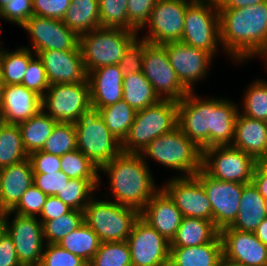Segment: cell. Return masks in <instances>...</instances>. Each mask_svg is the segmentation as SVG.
Listing matches in <instances>:
<instances>
[{
	"instance_id": "1",
	"label": "cell",
	"mask_w": 267,
	"mask_h": 266,
	"mask_svg": "<svg viewBox=\"0 0 267 266\" xmlns=\"http://www.w3.org/2000/svg\"><path fill=\"white\" fill-rule=\"evenodd\" d=\"M220 44L235 61L259 56L267 47V2L219 9Z\"/></svg>"
},
{
	"instance_id": "2",
	"label": "cell",
	"mask_w": 267,
	"mask_h": 266,
	"mask_svg": "<svg viewBox=\"0 0 267 266\" xmlns=\"http://www.w3.org/2000/svg\"><path fill=\"white\" fill-rule=\"evenodd\" d=\"M147 164L140 154L121 152L99 169L108 174L114 202L143 210L161 189L156 187Z\"/></svg>"
},
{
	"instance_id": "3",
	"label": "cell",
	"mask_w": 267,
	"mask_h": 266,
	"mask_svg": "<svg viewBox=\"0 0 267 266\" xmlns=\"http://www.w3.org/2000/svg\"><path fill=\"white\" fill-rule=\"evenodd\" d=\"M177 125V101L163 99L152 106L136 111L128 135L121 143L122 152L140 154L150 142L170 132Z\"/></svg>"
},
{
	"instance_id": "4",
	"label": "cell",
	"mask_w": 267,
	"mask_h": 266,
	"mask_svg": "<svg viewBox=\"0 0 267 266\" xmlns=\"http://www.w3.org/2000/svg\"><path fill=\"white\" fill-rule=\"evenodd\" d=\"M143 160L152 158L162 165L194 176L202 169V150L177 125L150 142L140 153Z\"/></svg>"
},
{
	"instance_id": "5",
	"label": "cell",
	"mask_w": 267,
	"mask_h": 266,
	"mask_svg": "<svg viewBox=\"0 0 267 266\" xmlns=\"http://www.w3.org/2000/svg\"><path fill=\"white\" fill-rule=\"evenodd\" d=\"M137 36V31L112 27H99L80 35L79 46L87 74L100 67L118 64Z\"/></svg>"
},
{
	"instance_id": "6",
	"label": "cell",
	"mask_w": 267,
	"mask_h": 266,
	"mask_svg": "<svg viewBox=\"0 0 267 266\" xmlns=\"http://www.w3.org/2000/svg\"><path fill=\"white\" fill-rule=\"evenodd\" d=\"M77 149L97 168L122 152L121 142L109 131L97 107L90 105L74 123Z\"/></svg>"
},
{
	"instance_id": "7",
	"label": "cell",
	"mask_w": 267,
	"mask_h": 266,
	"mask_svg": "<svg viewBox=\"0 0 267 266\" xmlns=\"http://www.w3.org/2000/svg\"><path fill=\"white\" fill-rule=\"evenodd\" d=\"M84 223L101 243L127 241L140 212L132 207L92 198L83 210Z\"/></svg>"
},
{
	"instance_id": "8",
	"label": "cell",
	"mask_w": 267,
	"mask_h": 266,
	"mask_svg": "<svg viewBox=\"0 0 267 266\" xmlns=\"http://www.w3.org/2000/svg\"><path fill=\"white\" fill-rule=\"evenodd\" d=\"M180 42L215 55L221 43L219 9L215 0H193L187 6Z\"/></svg>"
},
{
	"instance_id": "9",
	"label": "cell",
	"mask_w": 267,
	"mask_h": 266,
	"mask_svg": "<svg viewBox=\"0 0 267 266\" xmlns=\"http://www.w3.org/2000/svg\"><path fill=\"white\" fill-rule=\"evenodd\" d=\"M257 163L253 157L231 145L202 150V170L220 181L252 183Z\"/></svg>"
},
{
	"instance_id": "10",
	"label": "cell",
	"mask_w": 267,
	"mask_h": 266,
	"mask_svg": "<svg viewBox=\"0 0 267 266\" xmlns=\"http://www.w3.org/2000/svg\"><path fill=\"white\" fill-rule=\"evenodd\" d=\"M90 105L88 79L81 83L50 84L42 97V110L57 122H77Z\"/></svg>"
},
{
	"instance_id": "11",
	"label": "cell",
	"mask_w": 267,
	"mask_h": 266,
	"mask_svg": "<svg viewBox=\"0 0 267 266\" xmlns=\"http://www.w3.org/2000/svg\"><path fill=\"white\" fill-rule=\"evenodd\" d=\"M142 72L161 100L178 102L189 93L177 78L161 44H151L145 40Z\"/></svg>"
},
{
	"instance_id": "12",
	"label": "cell",
	"mask_w": 267,
	"mask_h": 266,
	"mask_svg": "<svg viewBox=\"0 0 267 266\" xmlns=\"http://www.w3.org/2000/svg\"><path fill=\"white\" fill-rule=\"evenodd\" d=\"M189 92L178 104V126L201 150L212 147L214 98L200 99Z\"/></svg>"
},
{
	"instance_id": "13",
	"label": "cell",
	"mask_w": 267,
	"mask_h": 266,
	"mask_svg": "<svg viewBox=\"0 0 267 266\" xmlns=\"http://www.w3.org/2000/svg\"><path fill=\"white\" fill-rule=\"evenodd\" d=\"M202 184L212 207V221L220 231L237 217L245 184L214 179L202 169L194 175Z\"/></svg>"
},
{
	"instance_id": "14",
	"label": "cell",
	"mask_w": 267,
	"mask_h": 266,
	"mask_svg": "<svg viewBox=\"0 0 267 266\" xmlns=\"http://www.w3.org/2000/svg\"><path fill=\"white\" fill-rule=\"evenodd\" d=\"M193 0H158L143 28L149 26L143 40L151 44L181 41L187 6Z\"/></svg>"
},
{
	"instance_id": "15",
	"label": "cell",
	"mask_w": 267,
	"mask_h": 266,
	"mask_svg": "<svg viewBox=\"0 0 267 266\" xmlns=\"http://www.w3.org/2000/svg\"><path fill=\"white\" fill-rule=\"evenodd\" d=\"M132 266H168L170 242L141 216L136 220L127 239Z\"/></svg>"
},
{
	"instance_id": "16",
	"label": "cell",
	"mask_w": 267,
	"mask_h": 266,
	"mask_svg": "<svg viewBox=\"0 0 267 266\" xmlns=\"http://www.w3.org/2000/svg\"><path fill=\"white\" fill-rule=\"evenodd\" d=\"M5 217V231L13 240L21 266H40L45 247L42 222L36 217L18 214L12 222Z\"/></svg>"
},
{
	"instance_id": "17",
	"label": "cell",
	"mask_w": 267,
	"mask_h": 266,
	"mask_svg": "<svg viewBox=\"0 0 267 266\" xmlns=\"http://www.w3.org/2000/svg\"><path fill=\"white\" fill-rule=\"evenodd\" d=\"M22 28L29 32L36 55L47 50H81L79 36L63 20L32 15Z\"/></svg>"
},
{
	"instance_id": "18",
	"label": "cell",
	"mask_w": 267,
	"mask_h": 266,
	"mask_svg": "<svg viewBox=\"0 0 267 266\" xmlns=\"http://www.w3.org/2000/svg\"><path fill=\"white\" fill-rule=\"evenodd\" d=\"M168 55L181 84L193 92V84L206 77L212 56L205 50L186 45L180 41L161 44Z\"/></svg>"
},
{
	"instance_id": "19",
	"label": "cell",
	"mask_w": 267,
	"mask_h": 266,
	"mask_svg": "<svg viewBox=\"0 0 267 266\" xmlns=\"http://www.w3.org/2000/svg\"><path fill=\"white\" fill-rule=\"evenodd\" d=\"M161 187L174 201L183 217L212 220V207L207 194L195 176H177Z\"/></svg>"
},
{
	"instance_id": "20",
	"label": "cell",
	"mask_w": 267,
	"mask_h": 266,
	"mask_svg": "<svg viewBox=\"0 0 267 266\" xmlns=\"http://www.w3.org/2000/svg\"><path fill=\"white\" fill-rule=\"evenodd\" d=\"M223 257L246 266H267V246L255 233L239 231L229 226L219 231Z\"/></svg>"
},
{
	"instance_id": "21",
	"label": "cell",
	"mask_w": 267,
	"mask_h": 266,
	"mask_svg": "<svg viewBox=\"0 0 267 266\" xmlns=\"http://www.w3.org/2000/svg\"><path fill=\"white\" fill-rule=\"evenodd\" d=\"M37 55L43 62L49 84H73L87 80L81 50H47Z\"/></svg>"
},
{
	"instance_id": "22",
	"label": "cell",
	"mask_w": 267,
	"mask_h": 266,
	"mask_svg": "<svg viewBox=\"0 0 267 266\" xmlns=\"http://www.w3.org/2000/svg\"><path fill=\"white\" fill-rule=\"evenodd\" d=\"M140 216L168 242L175 237L183 219L181 211L162 188L147 202Z\"/></svg>"
},
{
	"instance_id": "23",
	"label": "cell",
	"mask_w": 267,
	"mask_h": 266,
	"mask_svg": "<svg viewBox=\"0 0 267 266\" xmlns=\"http://www.w3.org/2000/svg\"><path fill=\"white\" fill-rule=\"evenodd\" d=\"M42 110V97L22 84L5 85L0 121L19 124Z\"/></svg>"
},
{
	"instance_id": "24",
	"label": "cell",
	"mask_w": 267,
	"mask_h": 266,
	"mask_svg": "<svg viewBox=\"0 0 267 266\" xmlns=\"http://www.w3.org/2000/svg\"><path fill=\"white\" fill-rule=\"evenodd\" d=\"M123 76L118 64L90 71L87 79L91 105L100 109L122 100Z\"/></svg>"
},
{
	"instance_id": "25",
	"label": "cell",
	"mask_w": 267,
	"mask_h": 266,
	"mask_svg": "<svg viewBox=\"0 0 267 266\" xmlns=\"http://www.w3.org/2000/svg\"><path fill=\"white\" fill-rule=\"evenodd\" d=\"M232 147L242 150L257 162L267 161V122L238 113Z\"/></svg>"
},
{
	"instance_id": "26",
	"label": "cell",
	"mask_w": 267,
	"mask_h": 266,
	"mask_svg": "<svg viewBox=\"0 0 267 266\" xmlns=\"http://www.w3.org/2000/svg\"><path fill=\"white\" fill-rule=\"evenodd\" d=\"M34 184V173L29 158L0 168V197L3 209L11 211L23 193Z\"/></svg>"
},
{
	"instance_id": "27",
	"label": "cell",
	"mask_w": 267,
	"mask_h": 266,
	"mask_svg": "<svg viewBox=\"0 0 267 266\" xmlns=\"http://www.w3.org/2000/svg\"><path fill=\"white\" fill-rule=\"evenodd\" d=\"M223 257L220 234L210 243L193 247H170L168 266H219Z\"/></svg>"
},
{
	"instance_id": "28",
	"label": "cell",
	"mask_w": 267,
	"mask_h": 266,
	"mask_svg": "<svg viewBox=\"0 0 267 266\" xmlns=\"http://www.w3.org/2000/svg\"><path fill=\"white\" fill-rule=\"evenodd\" d=\"M267 218L265 199L252 183L243 186L239 211L234 222L229 226L244 232L254 233L258 225Z\"/></svg>"
},
{
	"instance_id": "29",
	"label": "cell",
	"mask_w": 267,
	"mask_h": 266,
	"mask_svg": "<svg viewBox=\"0 0 267 266\" xmlns=\"http://www.w3.org/2000/svg\"><path fill=\"white\" fill-rule=\"evenodd\" d=\"M219 230L212 220L202 218L183 217L170 247H193L210 243Z\"/></svg>"
},
{
	"instance_id": "30",
	"label": "cell",
	"mask_w": 267,
	"mask_h": 266,
	"mask_svg": "<svg viewBox=\"0 0 267 266\" xmlns=\"http://www.w3.org/2000/svg\"><path fill=\"white\" fill-rule=\"evenodd\" d=\"M239 110L228 99H214L212 120V146L231 145L234 139L235 121Z\"/></svg>"
},
{
	"instance_id": "31",
	"label": "cell",
	"mask_w": 267,
	"mask_h": 266,
	"mask_svg": "<svg viewBox=\"0 0 267 266\" xmlns=\"http://www.w3.org/2000/svg\"><path fill=\"white\" fill-rule=\"evenodd\" d=\"M63 22L78 36L99 28L98 0H71Z\"/></svg>"
},
{
	"instance_id": "32",
	"label": "cell",
	"mask_w": 267,
	"mask_h": 266,
	"mask_svg": "<svg viewBox=\"0 0 267 266\" xmlns=\"http://www.w3.org/2000/svg\"><path fill=\"white\" fill-rule=\"evenodd\" d=\"M122 84L123 100L135 111L152 106L161 100L143 72L124 75Z\"/></svg>"
},
{
	"instance_id": "33",
	"label": "cell",
	"mask_w": 267,
	"mask_h": 266,
	"mask_svg": "<svg viewBox=\"0 0 267 266\" xmlns=\"http://www.w3.org/2000/svg\"><path fill=\"white\" fill-rule=\"evenodd\" d=\"M57 123L56 120H53L41 110L35 116L18 124L21 131L22 143L28 155L42 149Z\"/></svg>"
},
{
	"instance_id": "34",
	"label": "cell",
	"mask_w": 267,
	"mask_h": 266,
	"mask_svg": "<svg viewBox=\"0 0 267 266\" xmlns=\"http://www.w3.org/2000/svg\"><path fill=\"white\" fill-rule=\"evenodd\" d=\"M57 244L89 264L98 251L101 241L94 230L83 223Z\"/></svg>"
},
{
	"instance_id": "35",
	"label": "cell",
	"mask_w": 267,
	"mask_h": 266,
	"mask_svg": "<svg viewBox=\"0 0 267 266\" xmlns=\"http://www.w3.org/2000/svg\"><path fill=\"white\" fill-rule=\"evenodd\" d=\"M36 56L24 46L13 52L0 48V76L5 85L22 84L29 61Z\"/></svg>"
},
{
	"instance_id": "36",
	"label": "cell",
	"mask_w": 267,
	"mask_h": 266,
	"mask_svg": "<svg viewBox=\"0 0 267 266\" xmlns=\"http://www.w3.org/2000/svg\"><path fill=\"white\" fill-rule=\"evenodd\" d=\"M28 158L18 124L0 121V168L19 163Z\"/></svg>"
},
{
	"instance_id": "37",
	"label": "cell",
	"mask_w": 267,
	"mask_h": 266,
	"mask_svg": "<svg viewBox=\"0 0 267 266\" xmlns=\"http://www.w3.org/2000/svg\"><path fill=\"white\" fill-rule=\"evenodd\" d=\"M99 110L109 131L122 143L134 122L136 111L123 99Z\"/></svg>"
},
{
	"instance_id": "38",
	"label": "cell",
	"mask_w": 267,
	"mask_h": 266,
	"mask_svg": "<svg viewBox=\"0 0 267 266\" xmlns=\"http://www.w3.org/2000/svg\"><path fill=\"white\" fill-rule=\"evenodd\" d=\"M100 180L70 179L56 195L63 203L73 210L83 211L91 195L99 187Z\"/></svg>"
},
{
	"instance_id": "39",
	"label": "cell",
	"mask_w": 267,
	"mask_h": 266,
	"mask_svg": "<svg viewBox=\"0 0 267 266\" xmlns=\"http://www.w3.org/2000/svg\"><path fill=\"white\" fill-rule=\"evenodd\" d=\"M83 223V211L73 209L56 219L44 221L42 224L45 244H57Z\"/></svg>"
},
{
	"instance_id": "40",
	"label": "cell",
	"mask_w": 267,
	"mask_h": 266,
	"mask_svg": "<svg viewBox=\"0 0 267 266\" xmlns=\"http://www.w3.org/2000/svg\"><path fill=\"white\" fill-rule=\"evenodd\" d=\"M88 266H132L127 241L103 242Z\"/></svg>"
},
{
	"instance_id": "41",
	"label": "cell",
	"mask_w": 267,
	"mask_h": 266,
	"mask_svg": "<svg viewBox=\"0 0 267 266\" xmlns=\"http://www.w3.org/2000/svg\"><path fill=\"white\" fill-rule=\"evenodd\" d=\"M60 158L61 171L70 179L100 180L99 168L78 149Z\"/></svg>"
},
{
	"instance_id": "42",
	"label": "cell",
	"mask_w": 267,
	"mask_h": 266,
	"mask_svg": "<svg viewBox=\"0 0 267 266\" xmlns=\"http://www.w3.org/2000/svg\"><path fill=\"white\" fill-rule=\"evenodd\" d=\"M77 149L74 123L58 122L51 135L45 141L41 151L62 156Z\"/></svg>"
},
{
	"instance_id": "43",
	"label": "cell",
	"mask_w": 267,
	"mask_h": 266,
	"mask_svg": "<svg viewBox=\"0 0 267 266\" xmlns=\"http://www.w3.org/2000/svg\"><path fill=\"white\" fill-rule=\"evenodd\" d=\"M254 82L244 94V110L241 114L267 122V81L258 79Z\"/></svg>"
},
{
	"instance_id": "44",
	"label": "cell",
	"mask_w": 267,
	"mask_h": 266,
	"mask_svg": "<svg viewBox=\"0 0 267 266\" xmlns=\"http://www.w3.org/2000/svg\"><path fill=\"white\" fill-rule=\"evenodd\" d=\"M100 27L136 31L129 23L127 0H98Z\"/></svg>"
},
{
	"instance_id": "45",
	"label": "cell",
	"mask_w": 267,
	"mask_h": 266,
	"mask_svg": "<svg viewBox=\"0 0 267 266\" xmlns=\"http://www.w3.org/2000/svg\"><path fill=\"white\" fill-rule=\"evenodd\" d=\"M47 197L45 193L41 192L39 188L32 184L23 193L18 204L11 211H7L6 215L10 216L14 213L21 216L36 217V214L42 212Z\"/></svg>"
},
{
	"instance_id": "46",
	"label": "cell",
	"mask_w": 267,
	"mask_h": 266,
	"mask_svg": "<svg viewBox=\"0 0 267 266\" xmlns=\"http://www.w3.org/2000/svg\"><path fill=\"white\" fill-rule=\"evenodd\" d=\"M40 266H88V263L58 244H45Z\"/></svg>"
},
{
	"instance_id": "47",
	"label": "cell",
	"mask_w": 267,
	"mask_h": 266,
	"mask_svg": "<svg viewBox=\"0 0 267 266\" xmlns=\"http://www.w3.org/2000/svg\"><path fill=\"white\" fill-rule=\"evenodd\" d=\"M35 57L37 58L35 59L33 57L29 61L27 71L22 80V85L38 94L40 97H43L50 84L42 60L38 55Z\"/></svg>"
},
{
	"instance_id": "48",
	"label": "cell",
	"mask_w": 267,
	"mask_h": 266,
	"mask_svg": "<svg viewBox=\"0 0 267 266\" xmlns=\"http://www.w3.org/2000/svg\"><path fill=\"white\" fill-rule=\"evenodd\" d=\"M145 52V40L137 37L125 50L118 63L123 75L142 72L143 55Z\"/></svg>"
},
{
	"instance_id": "49",
	"label": "cell",
	"mask_w": 267,
	"mask_h": 266,
	"mask_svg": "<svg viewBox=\"0 0 267 266\" xmlns=\"http://www.w3.org/2000/svg\"><path fill=\"white\" fill-rule=\"evenodd\" d=\"M34 15L33 0H10L0 9V18L23 26Z\"/></svg>"
},
{
	"instance_id": "50",
	"label": "cell",
	"mask_w": 267,
	"mask_h": 266,
	"mask_svg": "<svg viewBox=\"0 0 267 266\" xmlns=\"http://www.w3.org/2000/svg\"><path fill=\"white\" fill-rule=\"evenodd\" d=\"M158 0H127L128 23L138 32L150 18Z\"/></svg>"
},
{
	"instance_id": "51",
	"label": "cell",
	"mask_w": 267,
	"mask_h": 266,
	"mask_svg": "<svg viewBox=\"0 0 267 266\" xmlns=\"http://www.w3.org/2000/svg\"><path fill=\"white\" fill-rule=\"evenodd\" d=\"M69 180L61 170L49 174L34 173V185L47 196H56Z\"/></svg>"
},
{
	"instance_id": "52",
	"label": "cell",
	"mask_w": 267,
	"mask_h": 266,
	"mask_svg": "<svg viewBox=\"0 0 267 266\" xmlns=\"http://www.w3.org/2000/svg\"><path fill=\"white\" fill-rule=\"evenodd\" d=\"M71 0H33L34 15L63 20Z\"/></svg>"
},
{
	"instance_id": "53",
	"label": "cell",
	"mask_w": 267,
	"mask_h": 266,
	"mask_svg": "<svg viewBox=\"0 0 267 266\" xmlns=\"http://www.w3.org/2000/svg\"><path fill=\"white\" fill-rule=\"evenodd\" d=\"M28 158L31 162L33 173L49 174L61 170L60 156L38 150L30 153Z\"/></svg>"
},
{
	"instance_id": "54",
	"label": "cell",
	"mask_w": 267,
	"mask_h": 266,
	"mask_svg": "<svg viewBox=\"0 0 267 266\" xmlns=\"http://www.w3.org/2000/svg\"><path fill=\"white\" fill-rule=\"evenodd\" d=\"M0 266H21L13 240L6 231L0 235Z\"/></svg>"
},
{
	"instance_id": "55",
	"label": "cell",
	"mask_w": 267,
	"mask_h": 266,
	"mask_svg": "<svg viewBox=\"0 0 267 266\" xmlns=\"http://www.w3.org/2000/svg\"><path fill=\"white\" fill-rule=\"evenodd\" d=\"M71 210L65 203H63L56 196H48L45 204L43 206L42 212L40 216L42 217L40 221L43 223L44 221L56 219Z\"/></svg>"
},
{
	"instance_id": "56",
	"label": "cell",
	"mask_w": 267,
	"mask_h": 266,
	"mask_svg": "<svg viewBox=\"0 0 267 266\" xmlns=\"http://www.w3.org/2000/svg\"><path fill=\"white\" fill-rule=\"evenodd\" d=\"M252 182L264 199H267V161L256 164Z\"/></svg>"
},
{
	"instance_id": "57",
	"label": "cell",
	"mask_w": 267,
	"mask_h": 266,
	"mask_svg": "<svg viewBox=\"0 0 267 266\" xmlns=\"http://www.w3.org/2000/svg\"><path fill=\"white\" fill-rule=\"evenodd\" d=\"M218 9H239L267 2V0H215Z\"/></svg>"
},
{
	"instance_id": "58",
	"label": "cell",
	"mask_w": 267,
	"mask_h": 266,
	"mask_svg": "<svg viewBox=\"0 0 267 266\" xmlns=\"http://www.w3.org/2000/svg\"><path fill=\"white\" fill-rule=\"evenodd\" d=\"M256 237L267 246V218H265L255 230Z\"/></svg>"
},
{
	"instance_id": "59",
	"label": "cell",
	"mask_w": 267,
	"mask_h": 266,
	"mask_svg": "<svg viewBox=\"0 0 267 266\" xmlns=\"http://www.w3.org/2000/svg\"><path fill=\"white\" fill-rule=\"evenodd\" d=\"M219 266H246V265L239 264V263L230 261V260L222 257V260H221Z\"/></svg>"
},
{
	"instance_id": "60",
	"label": "cell",
	"mask_w": 267,
	"mask_h": 266,
	"mask_svg": "<svg viewBox=\"0 0 267 266\" xmlns=\"http://www.w3.org/2000/svg\"><path fill=\"white\" fill-rule=\"evenodd\" d=\"M6 213H0V235L5 231Z\"/></svg>"
},
{
	"instance_id": "61",
	"label": "cell",
	"mask_w": 267,
	"mask_h": 266,
	"mask_svg": "<svg viewBox=\"0 0 267 266\" xmlns=\"http://www.w3.org/2000/svg\"><path fill=\"white\" fill-rule=\"evenodd\" d=\"M4 81L2 80V77L0 76V114H1V106L3 101V91H4Z\"/></svg>"
},
{
	"instance_id": "62",
	"label": "cell",
	"mask_w": 267,
	"mask_h": 266,
	"mask_svg": "<svg viewBox=\"0 0 267 266\" xmlns=\"http://www.w3.org/2000/svg\"><path fill=\"white\" fill-rule=\"evenodd\" d=\"M262 56L266 62L267 65V47L265 48V50L259 55V57Z\"/></svg>"
},
{
	"instance_id": "63",
	"label": "cell",
	"mask_w": 267,
	"mask_h": 266,
	"mask_svg": "<svg viewBox=\"0 0 267 266\" xmlns=\"http://www.w3.org/2000/svg\"><path fill=\"white\" fill-rule=\"evenodd\" d=\"M10 0H0V9L4 7Z\"/></svg>"
},
{
	"instance_id": "64",
	"label": "cell",
	"mask_w": 267,
	"mask_h": 266,
	"mask_svg": "<svg viewBox=\"0 0 267 266\" xmlns=\"http://www.w3.org/2000/svg\"><path fill=\"white\" fill-rule=\"evenodd\" d=\"M0 213H6V211L3 209V206L1 203V197H0Z\"/></svg>"
},
{
	"instance_id": "65",
	"label": "cell",
	"mask_w": 267,
	"mask_h": 266,
	"mask_svg": "<svg viewBox=\"0 0 267 266\" xmlns=\"http://www.w3.org/2000/svg\"><path fill=\"white\" fill-rule=\"evenodd\" d=\"M265 207H266V212H267V199H265Z\"/></svg>"
}]
</instances>
